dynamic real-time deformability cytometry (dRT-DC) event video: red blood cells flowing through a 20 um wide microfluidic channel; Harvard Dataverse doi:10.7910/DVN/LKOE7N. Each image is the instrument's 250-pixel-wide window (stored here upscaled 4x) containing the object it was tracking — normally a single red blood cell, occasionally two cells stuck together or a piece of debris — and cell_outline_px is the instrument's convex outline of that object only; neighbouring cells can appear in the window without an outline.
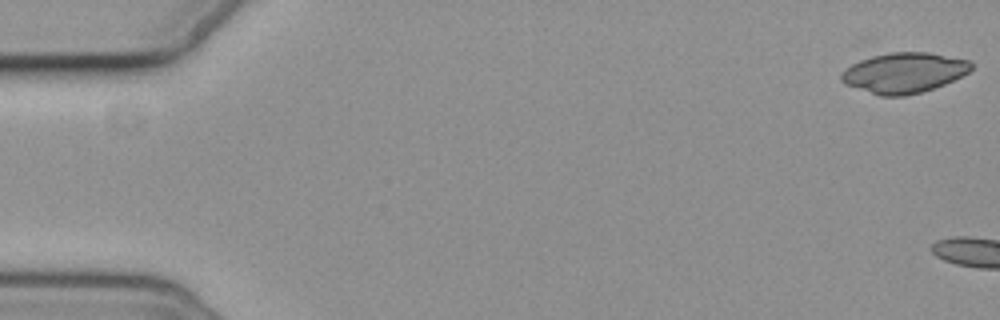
{"species": "common noctule bat (a hibernating species)", "species_latin": "Nyctalus noctula", "temperature_condition": "cold", "stored_images_in_passage": 6, "camera_frame_rate_fps": 3000, "um_per_image_px": 0.085, "animal": {"sex": "female", "body_mass_g": 19.3, "forearm_length_mm": 54.1}, "frame": {"image": 1, "passage_image": 1, "time_ms": 0.0, "image_size_px": [1000, 320], "cell_outline_px": [[972, 68], [968, 72], [944, 84], [920, 92], [904, 96], [880, 96], [844, 84], [840, 80], [840, 72], [844, 68], [860, 60], [872, 56], [888, 52], [928, 52], [968, 60], [972, 64]], "centroid_in_image_um": [76.78, 6.18], "position_along_channel_um": 8.2, "area_um2": 30.4}}
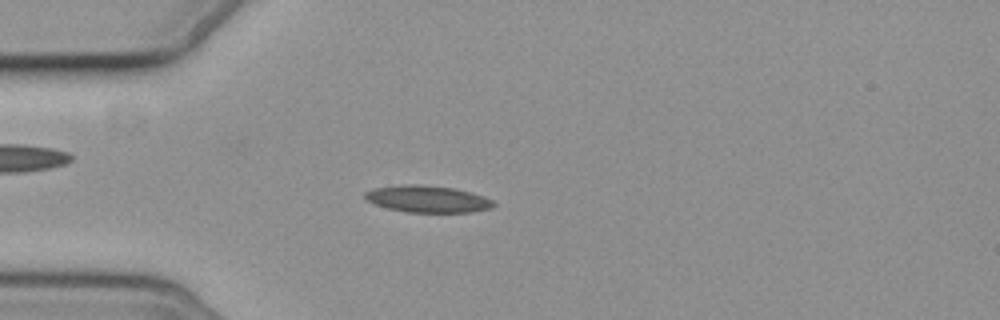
{"frame": {"image": 2, "passage_image": 4, "time_ms": 6.333, "image_size_px": [1000, 320], "cell_outline_px": [[496, 204], [492, 208], [472, 212], [408, 212], [388, 208], [376, 204], [368, 200], [364, 196], [364, 192], [376, 188], [408, 184], [416, 184], [456, 188], [472, 192], [484, 196], [492, 200]], "centroid_in_image_um": [36.4, 16.91], "position_along_channel_um": 48.6, "area_um2": 20.0}}
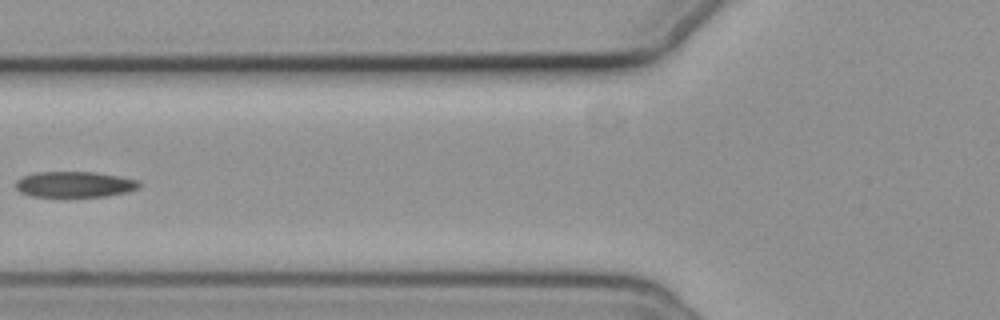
{"frame": {"image": 3, "passage_image": 6, "time_ms": 8.667, "image_size_px": [1000, 320], "cell_outline_px": [[140, 188], [128, 192], [104, 196], [32, 196], [20, 192], [16, 188], [16, 180], [24, 176], [36, 172], [96, 172], [120, 176], [140, 180]], "centroid_in_image_um": [6.39, 15.66], "position_along_channel_um": 119.4, "area_um2": 18.55}}